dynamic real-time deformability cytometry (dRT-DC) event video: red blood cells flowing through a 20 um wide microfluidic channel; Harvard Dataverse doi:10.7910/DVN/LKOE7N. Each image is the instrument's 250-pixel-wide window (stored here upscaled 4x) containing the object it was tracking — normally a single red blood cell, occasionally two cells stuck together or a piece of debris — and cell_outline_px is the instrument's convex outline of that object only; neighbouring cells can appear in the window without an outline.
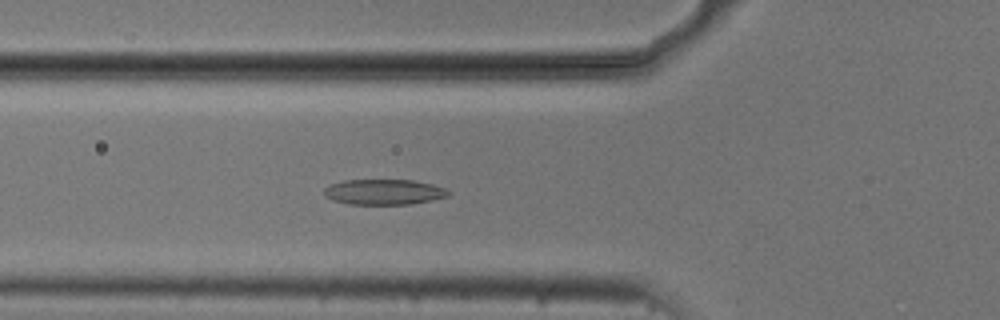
{"species": "common noctule bat (a hibernating species)", "species_latin": "Nyctalus noctula", "temperature_condition": "cold", "stored_images_in_passage": 55, "camera_frame_rate_fps": 3000, "um_per_image_px": 0.085, "animal": {"sex": "male", "body_mass_g": 20.5, "forearm_length_mm": 52.5}, "frame": {"image": 1, "passage_image": 19, "time_ms": 6.0, "image_size_px": [1000, 320], "cell_outline_px": [[448, 196], [432, 200], [408, 204], [348, 204], [332, 200], [324, 196], [324, 188], [328, 184], [344, 180], [412, 180], [432, 184], [444, 188], [448, 192]], "centroid_in_image_um": [32.56, 16.31], "position_along_channel_um": 93.2, "area_um2": 18.38}}
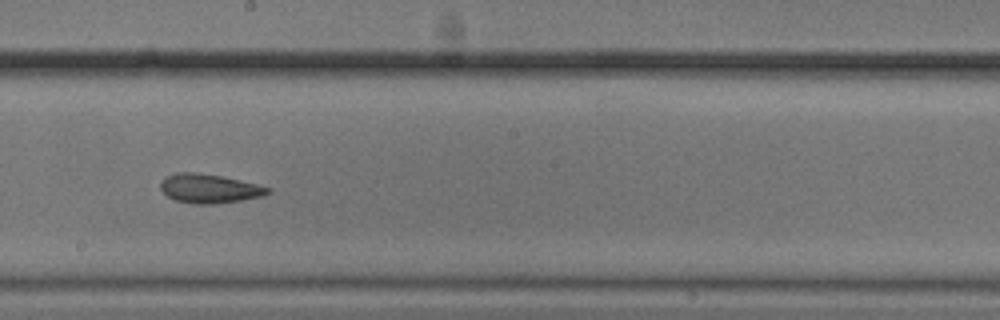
{"frame": {"image": 2, "passage_image": 30, "time_ms": 9.667, "image_size_px": [1000, 320], "cell_outline_px": [[272, 192], [264, 196], [240, 200], [212, 204], [196, 204], [176, 200], [168, 196], [160, 188], [160, 180], [164, 176], [176, 172], [196, 172], [220, 176], [256, 184], [268, 188]], "centroid_in_image_um": [17.74, 16.02], "position_along_channel_um": 230.5, "area_um2": 18.03}}
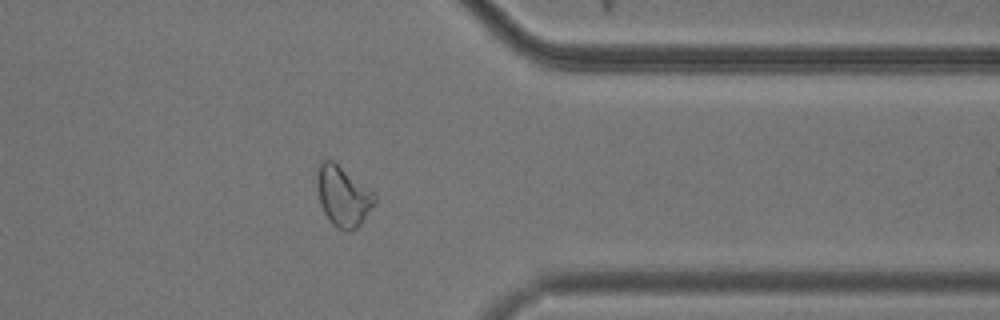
{"frame": {"image": 3, "passage_image": 43, "time_ms": 14.0, "image_size_px": [1000, 320], "cell_outline_px": [[376, 200], [360, 224], [356, 228], [348, 232], [332, 224], [324, 212], [320, 204], [316, 184], [316, 176], [320, 160], [332, 160], [376, 192]], "centroid_in_image_um": [29.15, 16.64], "position_along_channel_um": 382.3, "area_um2": 20.23}, "authors_computed_cell_mechanics": {"area_um2": 20.0566, "velocity_mm_per_s": 3.7181, "shape_relaxation_time_tau1_ms": 3.7011, "shape_relaxation_time_tau2_ms": 3.7244, "deformation_change_tau1": 0.1125, "deformation_change_tau2": 0.1193}}